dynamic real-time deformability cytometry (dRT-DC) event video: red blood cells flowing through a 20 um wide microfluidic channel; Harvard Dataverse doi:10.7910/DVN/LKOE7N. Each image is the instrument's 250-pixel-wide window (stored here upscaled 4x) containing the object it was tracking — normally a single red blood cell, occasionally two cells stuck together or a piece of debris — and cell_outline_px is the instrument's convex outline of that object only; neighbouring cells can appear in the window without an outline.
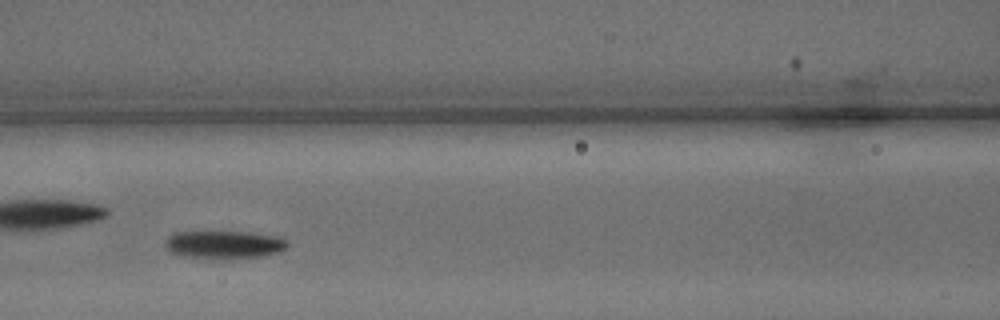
{"species": "common noctule bat (a hibernating species)", "species_latin": "Nyctalus noctula", "temperature_condition": "warm", "stored_images_in_passage": 27, "camera_frame_rate_fps": 3000, "um_per_image_px": 0.085, "animal": {"sex": "male", "body_mass_g": 15.6}, "frame": {"image": 1, "passage_image": 8, "time_ms": 2.333, "image_size_px": [1000, 320], "cell_outline_px": [[288, 244], [280, 252], [268, 256], [224, 260], [180, 256], [172, 252], [164, 244], [164, 240], [172, 232], [208, 228], [248, 232], [276, 236], [288, 240]], "centroid_in_image_um": [18.99, 20.75], "position_along_channel_um": 147.6, "area_um2": 21.5}, "authors_computed_cell_mechanics": {"area_um2": 20.2878, "velocity_mm_per_s": 4.3306, "shape_relaxation_time_tau1_ms": 2.2374, "shape_relaxation_time_tau2_ms": null, "deformation_change_tau1": 0.1273, "deformation_change_tau2": null}}